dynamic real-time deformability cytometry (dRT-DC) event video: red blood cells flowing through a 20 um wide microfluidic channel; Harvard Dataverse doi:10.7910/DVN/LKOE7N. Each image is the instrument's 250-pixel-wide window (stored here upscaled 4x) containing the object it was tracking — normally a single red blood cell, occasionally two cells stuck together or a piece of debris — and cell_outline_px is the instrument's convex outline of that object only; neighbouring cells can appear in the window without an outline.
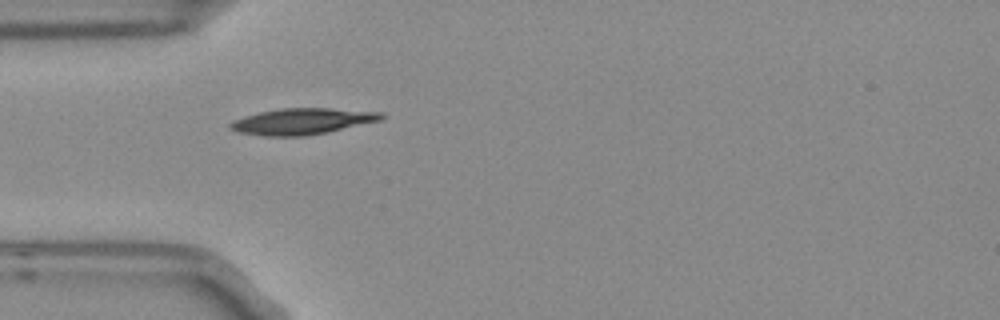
{"species": "Egyptian fruit bat (a non-hibernating species)", "species_latin": "Rousettus aegyptiacus", "temperature_condition": "room temperature", "stored_images_in_passage": 1, "camera_frame_rate_fps": 3000, "um_per_image_px": 0.085, "frame": {"image": 1, "passage_image": 1, "time_ms": 0.0, "image_size_px": [1000, 320], "cell_outline_px": [[384, 116], [380, 120], [328, 132], [304, 136], [264, 136], [240, 132], [228, 128], [228, 124], [232, 120], [244, 116], [260, 112], [280, 108], [328, 108], [384, 112]], "centroid_in_image_um": [25.66, 10.31], "position_along_channel_um": 59.3, "area_um2": 23.0}}